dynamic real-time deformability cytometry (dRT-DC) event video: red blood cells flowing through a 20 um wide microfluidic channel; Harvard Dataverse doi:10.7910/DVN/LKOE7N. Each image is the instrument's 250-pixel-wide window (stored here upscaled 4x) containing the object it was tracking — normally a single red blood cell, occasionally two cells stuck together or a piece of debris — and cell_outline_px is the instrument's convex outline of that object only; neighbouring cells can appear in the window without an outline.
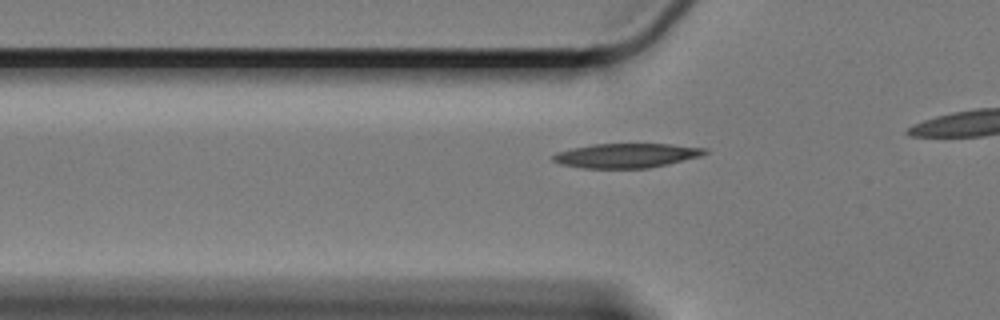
{"species": "Egyptian fruit bat (a non-hibernating species)", "species_latin": "Rousettus aegyptiacus", "temperature_condition": "cold", "stored_images_in_passage": 17, "camera_frame_rate_fps": 3000, "um_per_image_px": 0.085, "animal": {"sex": "female"}, "frame": {"image": 1, "passage_image": 10, "time_ms": 3.0, "image_size_px": [1000, 320], "cell_outline_px": [[708, 152], [700, 156], [668, 164], [648, 168], [584, 168], [560, 164], [552, 160], [552, 156], [556, 152], [572, 148], [592, 144], [672, 144], [708, 148]], "centroid_in_image_um": [53.24, 13.22], "position_along_channel_um": 72.6, "area_um2": 21.62}}
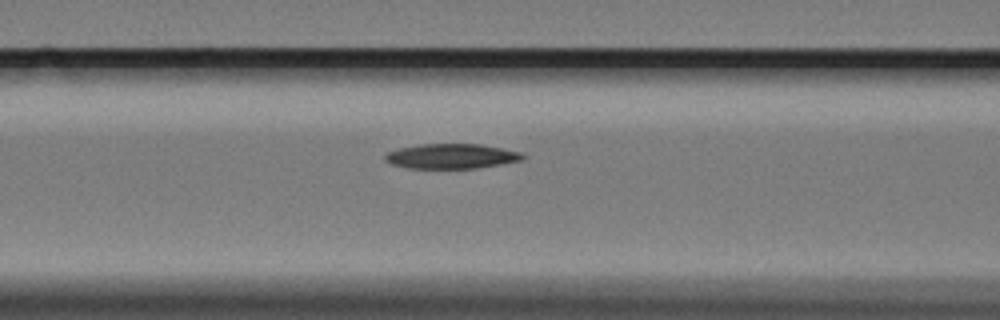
{"frame": {"image": 2, "passage_image": 15, "time_ms": 4.667, "image_size_px": [1000, 320], "cell_outline_px": [[528, 156], [520, 160], [500, 164], [476, 168], [408, 168], [392, 164], [384, 160], [384, 156], [388, 152], [400, 148], [420, 144], [480, 144], [520, 152]], "centroid_in_image_um": [38.36, 13.28], "position_along_channel_um": 128.2, "area_um2": 19.77}}